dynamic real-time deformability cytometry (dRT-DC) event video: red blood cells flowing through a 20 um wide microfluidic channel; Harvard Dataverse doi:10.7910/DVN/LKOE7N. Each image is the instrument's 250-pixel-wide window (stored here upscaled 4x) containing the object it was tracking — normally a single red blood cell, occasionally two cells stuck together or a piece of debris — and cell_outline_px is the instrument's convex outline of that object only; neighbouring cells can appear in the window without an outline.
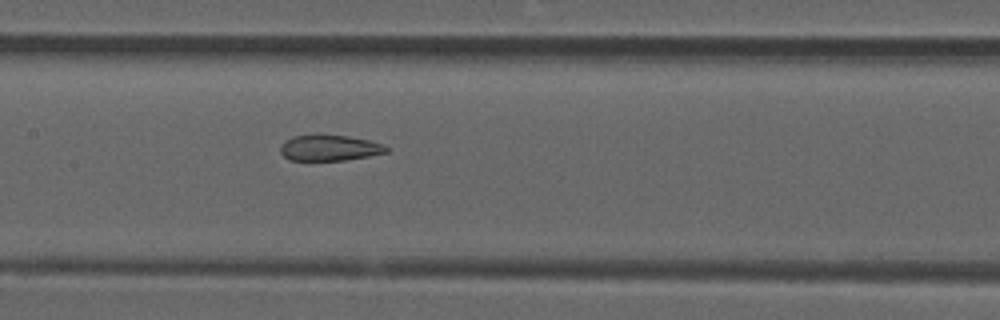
{"species": "common noctule bat (a hibernating species)", "species_latin": "Nyctalus noctula", "temperature_condition": "room temperature", "stored_images_in_passage": 52, "segment_of_instrument_passage": [2, 2], "camera_frame_rate_fps": 3000, "um_per_image_px": 0.085, "animal": {"sex": "male", "forearm_length_mm": 52.5}, "frame": {"image": 1, "passage_image": 25, "time_ms": 8.0, "image_size_px": [1000, 320], "cell_outline_px": [[388, 152], [368, 156], [344, 160], [288, 160], [280, 152], [280, 148], [292, 136], [348, 136], [368, 140], [384, 144], [388, 148]], "centroid_in_image_um": [28.04, 12.59], "position_along_channel_um": 179.4, "area_um2": 15.49}}
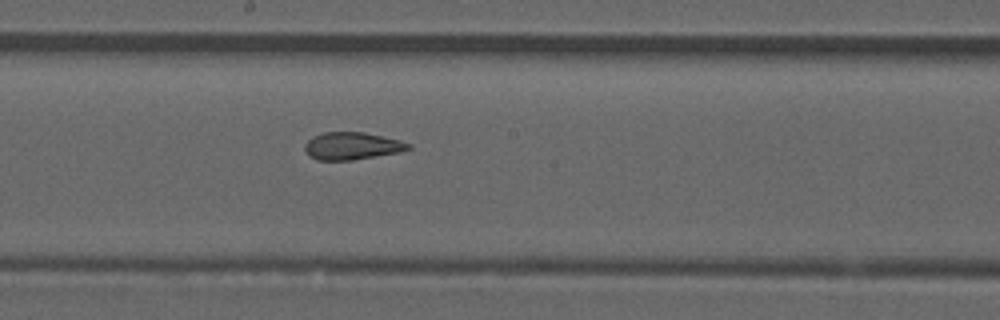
{"frame": {"image": 2, "passage_image": 28, "time_ms": 9.0, "image_size_px": [1000, 320], "cell_outline_px": [[412, 148], [400, 152], [352, 160], [316, 160], [308, 156], [304, 148], [304, 144], [312, 136], [324, 132], [364, 132], [400, 140], [412, 144]], "centroid_in_image_um": [29.91, 12.41], "position_along_channel_um": 218.3, "area_um2": 16.7}}
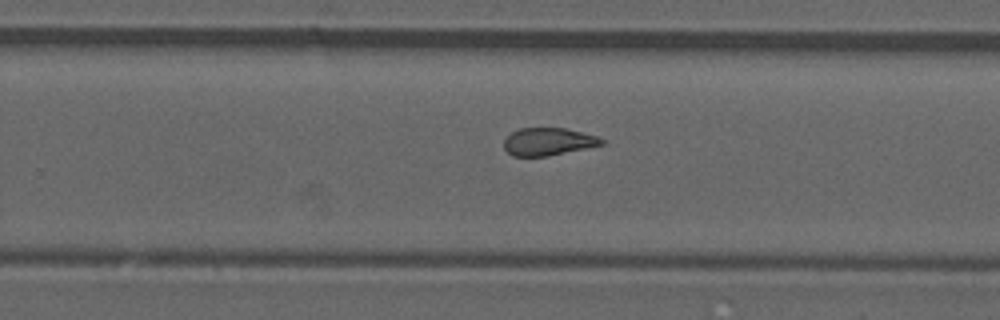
{"frame": {"image": 3, "passage_image": 33, "time_ms": 10.667, "image_size_px": [1000, 320], "cell_outline_px": [[608, 144], [548, 156], [512, 156], [504, 148], [504, 140], [512, 132], [520, 128], [564, 128], [596, 136], [604, 140]], "centroid_in_image_um": [46.62, 12.05], "position_along_channel_um": 283.2, "area_um2": 15.72}}